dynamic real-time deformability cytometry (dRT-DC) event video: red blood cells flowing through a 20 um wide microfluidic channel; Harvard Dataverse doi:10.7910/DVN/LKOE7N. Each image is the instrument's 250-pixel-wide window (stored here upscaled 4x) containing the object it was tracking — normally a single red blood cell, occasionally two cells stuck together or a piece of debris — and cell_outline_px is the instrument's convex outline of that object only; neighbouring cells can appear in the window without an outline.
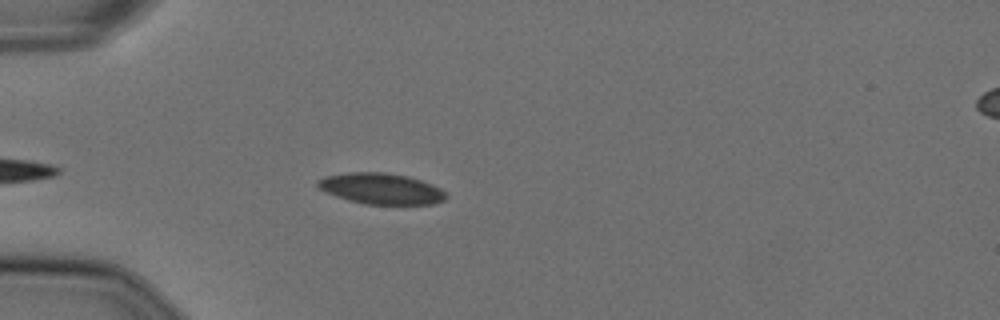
{"species": "Egyptian fruit bat (a non-hibernating species)", "species_latin": "Rousettus aegyptiacus", "temperature_condition": "cold", "stored_images_in_passage": 42, "camera_frame_rate_fps": 3000, "um_per_image_px": 0.085, "animal": {"sex": "female"}, "frame": {"image": 1, "passage_image": 5, "time_ms": 1.333, "image_size_px": [1000, 320], "cell_outline_px": [[448, 196], [444, 200], [432, 204], [400, 208], [364, 204], [348, 200], [324, 192], [316, 188], [316, 180], [324, 176], [348, 172], [384, 172], [408, 176], [432, 184], [440, 188]], "centroid_in_image_um": [32.4, 16.09], "position_along_channel_um": 52.6, "area_um2": 24.33}}
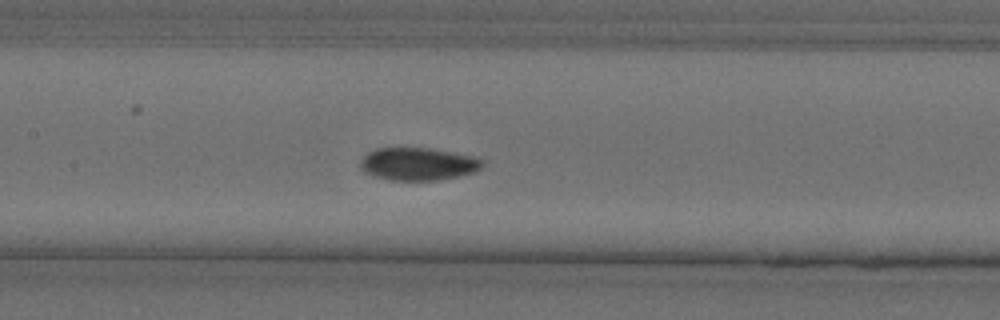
{"frame": {"image": 2, "passage_image": 16, "time_ms": 5.0, "image_size_px": [1000, 320], "cell_outline_px": [[484, 164], [480, 168], [472, 172], [456, 176], [436, 180], [392, 180], [376, 176], [364, 172], [360, 168], [360, 160], [368, 152], [376, 148], [432, 148], [472, 156], [484, 160]], "centroid_in_image_um": [35.51, 13.92], "position_along_channel_um": 171.9, "area_um2": 23.06}}
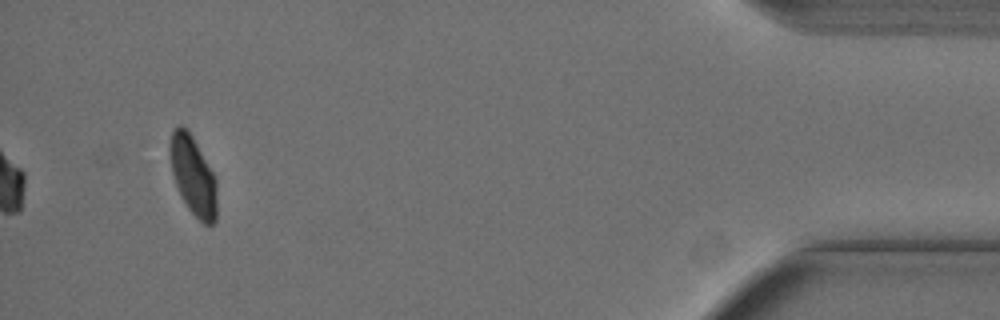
{"frame": {"image": 3, "passage_image": 42, "time_ms": 13.667, "image_size_px": [1000, 320], "cell_outline_px": [[216, 220], [212, 224], [204, 224], [188, 208], [180, 196], [172, 172], [168, 148], [172, 128], [176, 124], [180, 124], [188, 128], [212, 172], [216, 180]], "centroid_in_image_um": [16.37, 14.87], "position_along_channel_um": 418.8, "area_um2": 21.68}}